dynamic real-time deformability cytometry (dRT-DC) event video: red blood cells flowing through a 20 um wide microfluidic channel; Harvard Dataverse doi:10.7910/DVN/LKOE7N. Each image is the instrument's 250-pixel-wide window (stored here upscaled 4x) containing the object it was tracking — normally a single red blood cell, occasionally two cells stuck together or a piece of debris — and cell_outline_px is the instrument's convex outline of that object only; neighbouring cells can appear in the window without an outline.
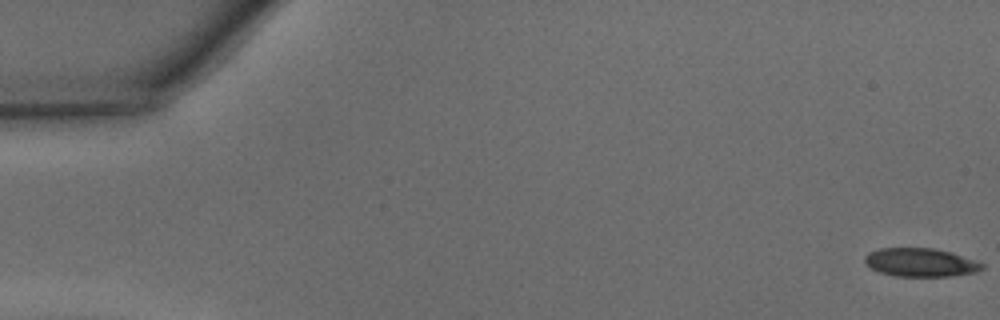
{"species": "common noctule bat (a hibernating species)", "species_latin": "Nyctalus noctula", "temperature_condition": "warm", "stored_images_in_passage": 43, "camera_frame_rate_fps": 3000, "um_per_image_px": 0.085, "animal": {"sex": "male", "body_mass_g": 15.6}, "frame": {"image": 1, "passage_image": 1, "time_ms": 0.0, "image_size_px": [1000, 320], "cell_outline_px": [[984, 268], [976, 272], [948, 276], [896, 276], [880, 272], [864, 264], [864, 256], [868, 252], [880, 248], [932, 248], [952, 252], [976, 260], [984, 264]], "centroid_in_image_um": [78.24, 22.3], "position_along_channel_um": 6.8, "area_um2": 19.54}}
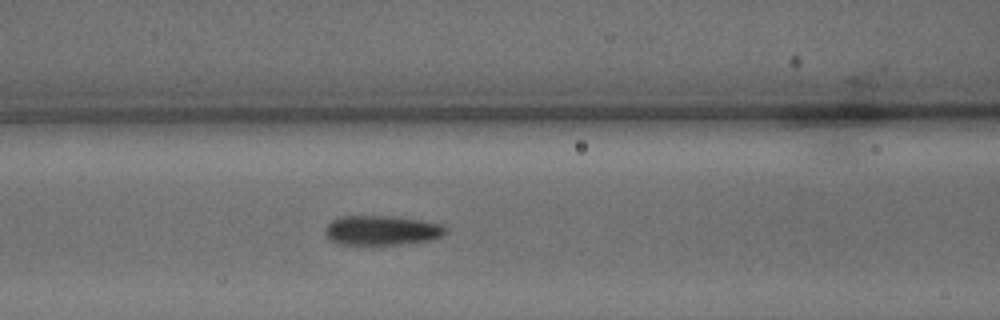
{"frame": {"image": 2, "passage_image": 20, "time_ms": 6.333, "image_size_px": [1000, 320], "cell_outline_px": [[448, 232], [432, 240], [396, 244], [336, 244], [324, 232], [324, 228], [332, 220], [340, 216], [392, 216], [420, 220], [440, 224], [448, 228]], "centroid_in_image_um": [32.45, 19.57], "position_along_channel_um": 134.2, "area_um2": 20.69}}
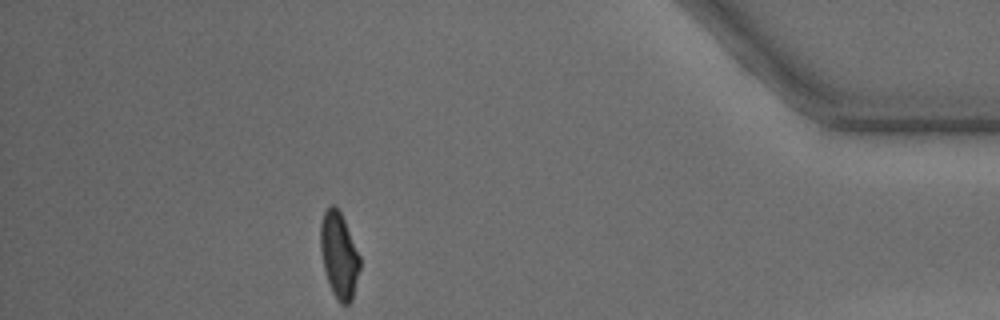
{"frame": {"image": 3, "passage_image": 42, "time_ms": 13.667, "image_size_px": [1000, 320], "cell_outline_px": [[360, 268], [352, 300], [348, 304], [340, 304], [336, 300], [332, 292], [324, 268], [320, 248], [320, 224], [324, 212], [332, 204], [340, 212], [344, 220], [360, 256]], "centroid_in_image_um": [28.82, 21.73], "position_along_channel_um": 406.4, "area_um2": 19.54}}